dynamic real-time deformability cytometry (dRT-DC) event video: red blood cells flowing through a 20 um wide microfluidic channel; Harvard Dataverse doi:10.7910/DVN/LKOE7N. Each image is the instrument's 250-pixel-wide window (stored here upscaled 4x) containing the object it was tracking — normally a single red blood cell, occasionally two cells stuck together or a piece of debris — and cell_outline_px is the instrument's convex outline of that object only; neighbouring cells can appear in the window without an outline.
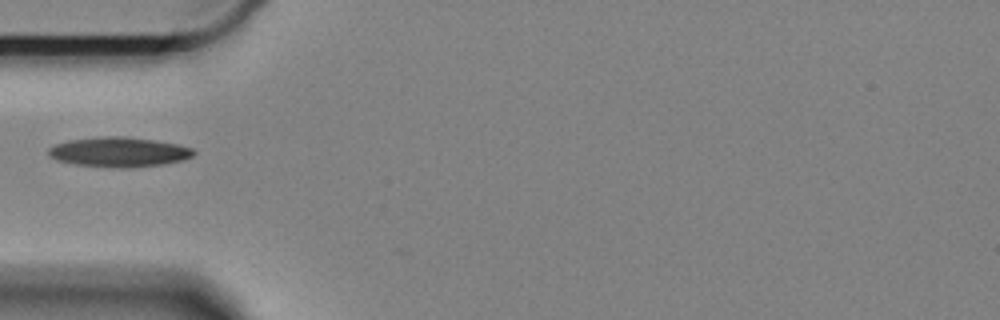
{"species": "Egyptian fruit bat (a non-hibernating species)", "species_latin": "Rousettus aegyptiacus", "temperature_condition": "cold", "stored_images_in_passage": 15, "camera_frame_rate_fps": 3000, "um_per_image_px": 0.085, "animal": {"sex": "female"}, "frame": {"image": 1, "passage_image": 1, "time_ms": 0.0, "image_size_px": [1000, 320], "cell_outline_px": [[196, 152], [192, 156], [184, 160], [164, 164], [124, 168], [120, 168], [76, 164], [56, 160], [48, 156], [48, 148], [56, 144], [68, 140], [100, 136], [124, 136], [152, 140], [176, 144], [192, 148]], "centroid_in_image_um": [10.09, 12.92], "position_along_channel_um": 74.9, "area_um2": 25.14}}
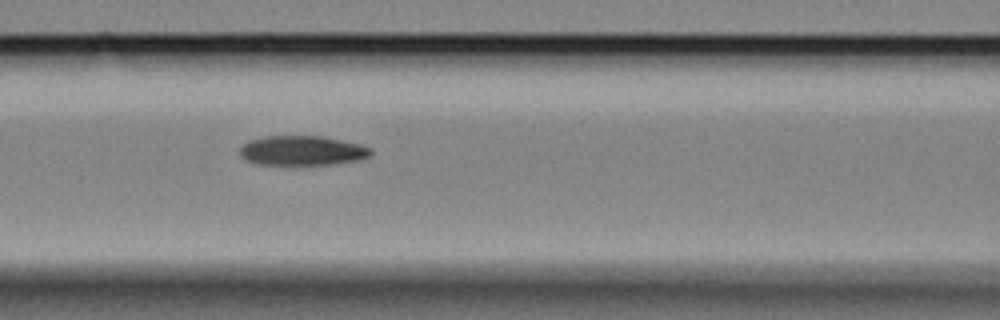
{"frame": {"image": 2, "passage_image": 7, "time_ms": 2.0, "image_size_px": [1000, 320], "cell_outline_px": [[372, 152], [368, 156], [360, 160], [332, 164], [256, 164], [244, 160], [240, 156], [240, 148], [244, 144], [252, 140], [268, 136], [320, 136], [360, 144], [372, 148]], "centroid_in_image_um": [25.69, 12.81], "position_along_channel_um": 140.9, "area_um2": 22.43}}
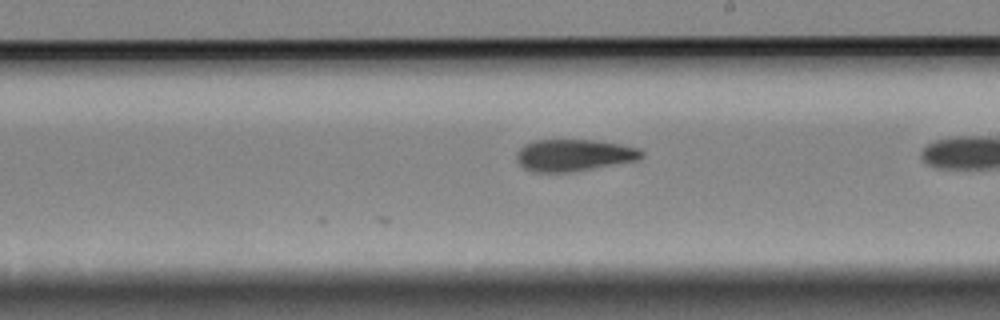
{"frame": {"image": 3, "passage_image": 13, "time_ms": 4.0, "image_size_px": [1000, 320], "cell_outline_px": [[644, 156], [636, 160], [592, 168], [568, 172], [532, 172], [524, 168], [516, 160], [516, 152], [524, 144], [536, 140], [592, 140], [620, 144], [640, 148], [644, 152]], "centroid_in_image_um": [48.75, 13.18], "position_along_channel_um": 240.2, "area_um2": 23.12}}